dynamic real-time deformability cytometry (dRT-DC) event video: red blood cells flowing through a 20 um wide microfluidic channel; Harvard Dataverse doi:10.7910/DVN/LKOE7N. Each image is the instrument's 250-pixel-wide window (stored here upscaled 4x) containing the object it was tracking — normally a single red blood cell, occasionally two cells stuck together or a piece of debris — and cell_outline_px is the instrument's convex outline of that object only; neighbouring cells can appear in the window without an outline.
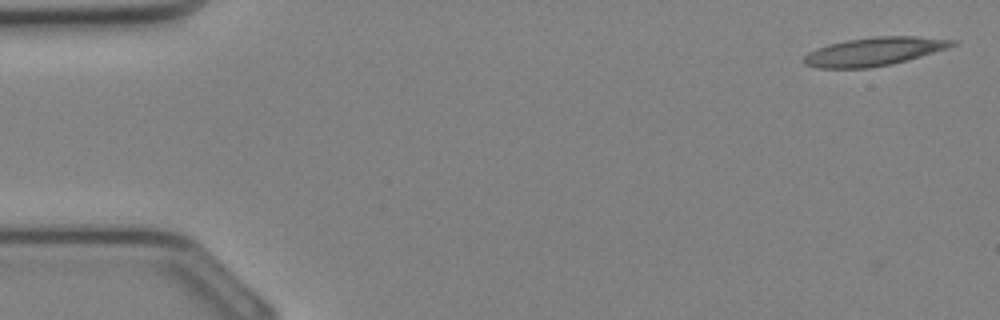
{"species": "Egyptian fruit bat (a non-hibernating species)", "species_latin": "Rousettus aegyptiacus", "temperature_condition": "cold", "stored_images_in_passage": 22, "camera_frame_rate_fps": 3000, "um_per_image_px": 0.085, "animal": {"sex": "female"}, "frame": {"image": 1, "passage_image": 1, "time_ms": 0.0, "image_size_px": [1000, 320], "cell_outline_px": [[960, 40], [956, 44], [948, 48], [908, 60], [892, 64], [868, 68], [816, 68], [804, 64], [804, 56], [808, 52], [816, 48], [828, 44], [848, 40], [876, 36], [916, 36]], "centroid_in_image_um": [74.32, 4.38], "position_along_channel_um": 10.7, "area_um2": 24.68}}
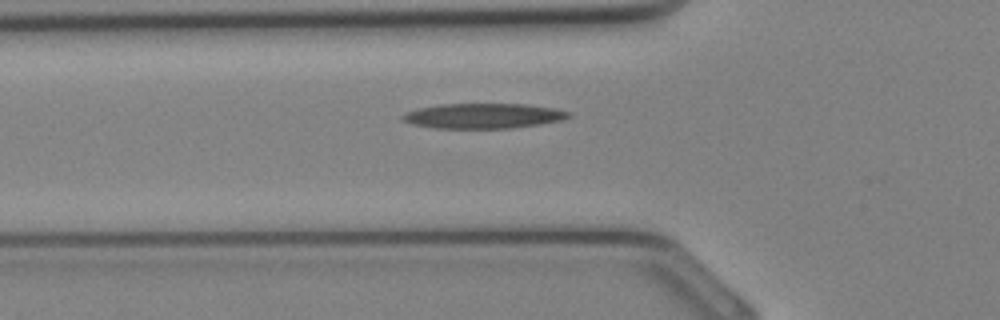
{"frame": {"image": 2, "passage_image": 11, "time_ms": 3.333, "image_size_px": [1000, 320], "cell_outline_px": [[572, 116], [560, 120], [540, 124], [508, 128], [432, 128], [412, 124], [400, 120], [400, 116], [416, 108], [440, 104], [528, 104], [552, 108], [572, 112]], "centroid_in_image_um": [41.04, 9.85], "position_along_channel_um": 84.8, "area_um2": 24.33}}
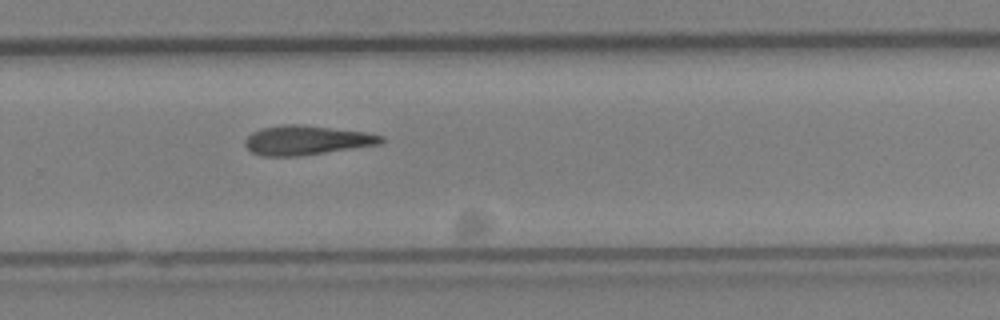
{"frame": {"image": 3, "passage_image": 22, "time_ms": 7.0, "image_size_px": [1000, 320], "cell_outline_px": [[384, 140], [380, 144], [300, 156], [264, 156], [252, 152], [244, 144], [244, 140], [252, 132], [264, 128], [288, 124], [300, 124], [364, 132], [384, 136]], "centroid_in_image_um": [26.05, 11.92], "position_along_channel_um": 303.8, "area_um2": 23.0}}